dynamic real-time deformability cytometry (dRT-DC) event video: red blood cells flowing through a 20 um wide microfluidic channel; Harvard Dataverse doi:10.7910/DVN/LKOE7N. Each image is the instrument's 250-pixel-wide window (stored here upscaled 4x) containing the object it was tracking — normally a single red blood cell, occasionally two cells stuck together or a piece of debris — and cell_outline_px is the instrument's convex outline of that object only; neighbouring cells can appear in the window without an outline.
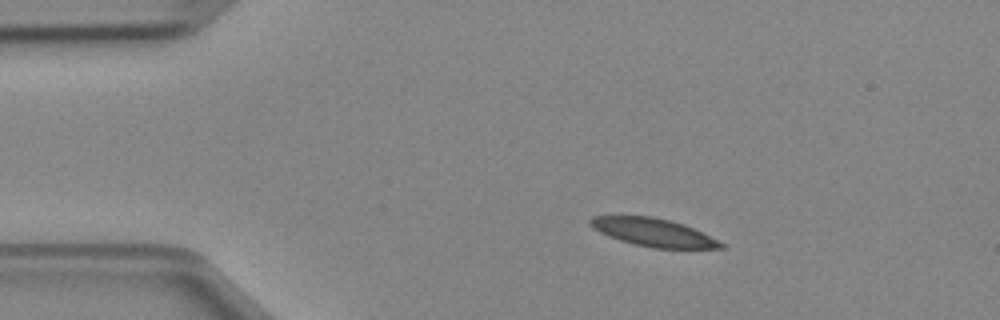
{"species": "Egyptian fruit bat (a non-hibernating species)", "species_latin": "Rousettus aegyptiacus", "temperature_condition": "cold", "stored_images_in_passage": 5, "camera_frame_rate_fps": 3000, "um_per_image_px": 0.085, "animal": {"sex": "female"}, "frame": {"image": 1, "passage_image": 2, "time_ms": 0.333, "image_size_px": [1000, 320], "cell_outline_px": [[724, 248], [652, 248], [620, 240], [608, 236], [600, 232], [588, 224], [588, 220], [592, 216], [652, 216], [684, 224], [724, 244]], "centroid_in_image_um": [55.47, 19.74], "position_along_channel_um": 29.5, "area_um2": 20.92}}
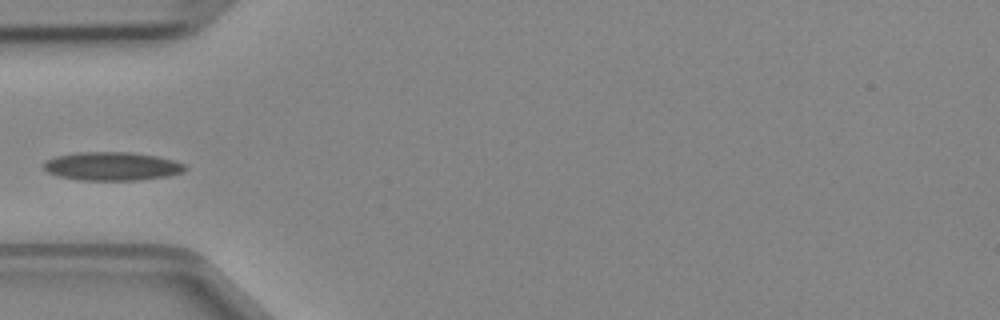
{"frame": {"image": 2, "passage_image": 4, "time_ms": 1.0, "image_size_px": [1000, 320], "cell_outline_px": [[188, 168], [184, 172], [168, 176], [140, 180], [80, 180], [56, 176], [48, 172], [40, 164], [44, 160], [56, 156], [76, 152], [132, 152], [156, 156], [172, 160], [184, 164]], "centroid_in_image_um": [9.48, 14.13], "position_along_channel_um": 75.5, "area_um2": 23.76}}